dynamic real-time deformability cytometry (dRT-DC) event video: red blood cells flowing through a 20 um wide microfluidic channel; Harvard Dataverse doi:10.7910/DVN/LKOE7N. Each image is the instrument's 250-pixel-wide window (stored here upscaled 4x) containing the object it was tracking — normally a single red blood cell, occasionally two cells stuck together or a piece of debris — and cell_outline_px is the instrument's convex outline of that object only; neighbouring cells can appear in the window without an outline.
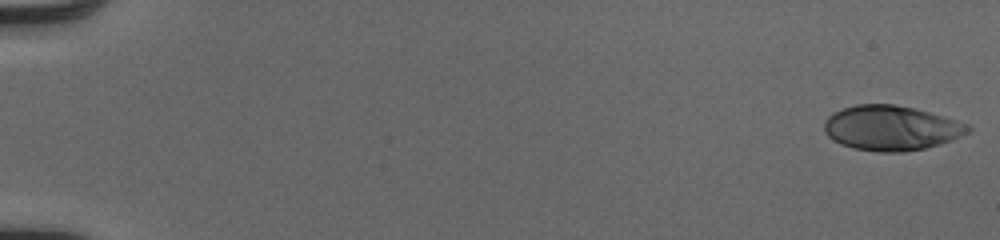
{"species": "human", "species_latin": "Homo sapiens", "temperature_condition": "cold", "stored_images_in_passage": 52, "camera_frame_rate_fps": 3000, "um_per_image_px": 0.085, "donor": {"sex": "male"}, "frame": {"image": 1, "passage_image": 1, "time_ms": 0.0, "image_size_px": [1000, 240], "cell_outline_px": [[972, 132], [952, 140], [940, 144], [924, 148], [904, 152], [876, 152], [852, 148], [840, 144], [828, 136], [824, 128], [824, 120], [828, 116], [844, 108], [856, 104], [892, 104], [912, 108], [928, 112], [956, 120], [968, 124], [972, 128]], "centroid_in_image_um": [75.76, 10.89], "position_along_channel_um": 9.2, "area_um2": 37.57}}
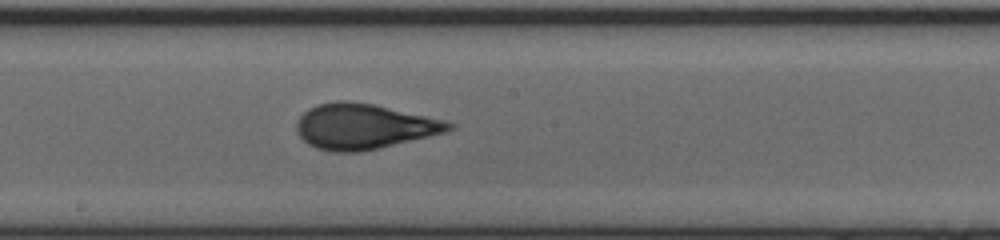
{"frame": {"image": 2, "passage_image": 30, "time_ms": 9.667, "image_size_px": [1000, 240], "cell_outline_px": [[456, 128], [448, 132], [380, 148], [360, 152], [336, 152], [316, 148], [308, 144], [296, 132], [296, 124], [300, 116], [308, 108], [316, 104], [336, 100], [348, 100], [372, 104], [448, 120], [456, 124]], "centroid_in_image_um": [30.97, 10.74], "position_along_channel_um": 217.2, "area_um2": 40.69}}
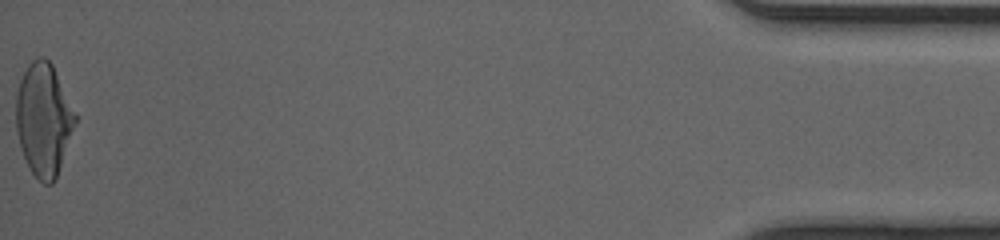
{"frame": {"image": 3, "passage_image": 52, "time_ms": 17.0, "image_size_px": [1000, 240], "cell_outline_px": [[80, 116], [56, 176], [52, 184], [44, 184], [32, 172], [24, 156], [16, 132], [16, 96], [20, 80], [28, 64], [36, 56], [44, 56], [52, 64]], "centroid_in_image_um": [3.75, 10.1], "position_along_channel_um": 431.4, "area_um2": 39.3}, "authors_computed_cell_mechanics": {"area_um2": 38.4948, "velocity_mm_per_s": 4.1116, "shape_relaxation_time_tau1_ms": 4.7103, "shape_relaxation_time_tau2_ms": 0.873, "deformation_change_tau1": 0.2123, "deformation_change_tau2": 0.071}}